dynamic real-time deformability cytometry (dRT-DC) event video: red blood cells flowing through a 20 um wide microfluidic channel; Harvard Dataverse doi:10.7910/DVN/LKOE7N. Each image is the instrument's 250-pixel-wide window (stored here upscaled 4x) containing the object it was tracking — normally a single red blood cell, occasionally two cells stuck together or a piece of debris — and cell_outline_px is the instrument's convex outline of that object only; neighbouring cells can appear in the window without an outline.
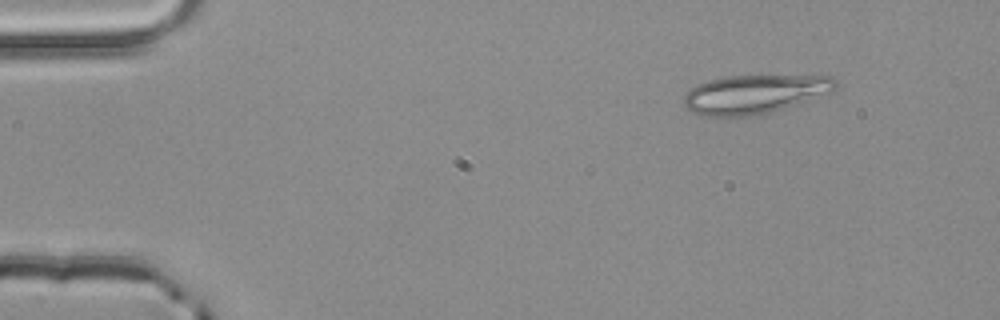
{"species": "common noctule bat (a hibernating species)", "species_latin": "Nyctalus noctula", "temperature_condition": "room temperature", "stored_images_in_passage": 4, "camera_frame_rate_fps": 3000, "um_per_image_px": 0.085, "animal": {"sex": "male", "body_mass_g": 20.4}, "frame": {"image": 1, "passage_image": 2, "time_ms": 0.333, "image_size_px": [1000, 320], "cell_outline_px": [[836, 88], [792, 104], [768, 112], [748, 116], [704, 116], [692, 112], [684, 104], [684, 92], [708, 80], [724, 76], [832, 76], [836, 80]], "centroid_in_image_um": [64.02, 7.99], "position_along_channel_um": 21.0, "area_um2": 33.23}}